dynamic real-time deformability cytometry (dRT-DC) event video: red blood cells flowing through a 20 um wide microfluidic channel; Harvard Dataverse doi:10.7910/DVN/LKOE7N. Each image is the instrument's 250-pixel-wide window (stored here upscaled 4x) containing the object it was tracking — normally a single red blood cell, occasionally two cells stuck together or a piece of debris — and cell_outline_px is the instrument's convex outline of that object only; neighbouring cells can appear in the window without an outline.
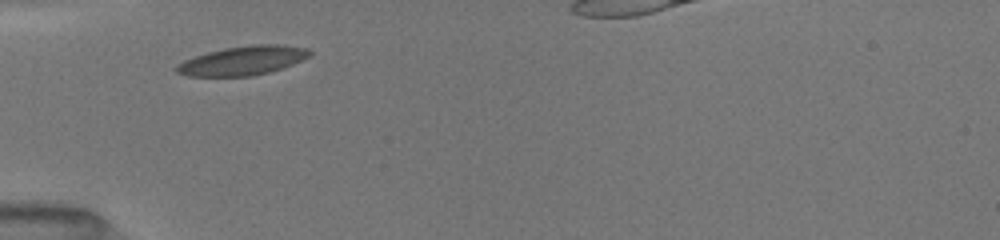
{"species": "common noctule bat (a hibernating species)", "species_latin": "Nyctalus noctula", "temperature_condition": "room temperature", "stored_images_in_passage": 2, "camera_frame_rate_fps": 3000, "um_per_image_px": 0.085, "animal": {"sex": "female", "body_mass_g": 19.5, "forearm_length_mm": 54.1}, "frame": {"image": 1, "passage_image": 1, "time_ms": 0.0, "image_size_px": [1000, 240], "cell_outline_px": [[312, 52], [308, 56], [284, 68], [252, 76], [188, 76], [176, 72], [176, 68], [184, 60], [208, 52], [224, 48], [252, 44], [284, 44], [308, 48]], "centroid_in_image_um": [20.67, 5.14], "position_along_channel_um": 64.3, "area_um2": 22.43}}
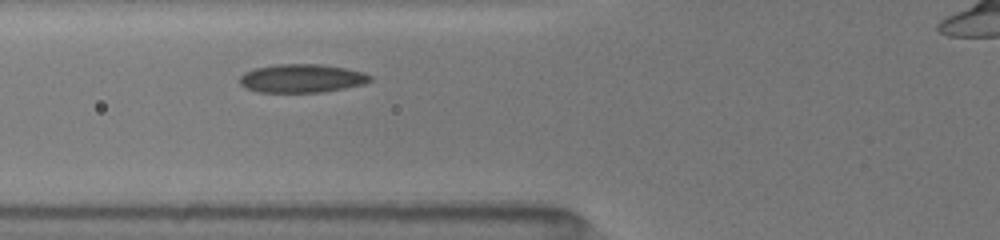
{"frame": {"image": 2, "passage_image": 2, "time_ms": 1.0, "image_size_px": [1000, 240], "cell_outline_px": [[372, 80], [364, 84], [344, 88], [320, 92], [260, 92], [244, 88], [240, 84], [240, 76], [244, 72], [256, 68], [276, 64], [320, 64], [344, 68], [364, 72], [372, 76]], "centroid_in_image_um": [25.64, 6.66], "position_along_channel_um": 100.2, "area_um2": 21.62}}